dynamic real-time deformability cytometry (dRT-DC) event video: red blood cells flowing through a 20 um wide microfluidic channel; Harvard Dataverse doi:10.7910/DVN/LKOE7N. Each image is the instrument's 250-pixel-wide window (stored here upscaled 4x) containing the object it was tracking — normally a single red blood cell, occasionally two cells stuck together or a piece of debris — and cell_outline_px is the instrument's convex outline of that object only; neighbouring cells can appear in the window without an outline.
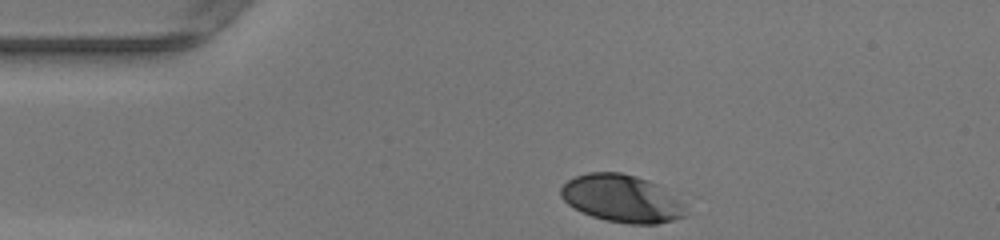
{"species": "human", "species_latin": "Homo sapiens", "temperature_condition": "warm", "stored_images_in_passage": 30, "camera_frame_rate_fps": 3000, "um_per_image_px": 0.085, "donor": {"sex": "female"}, "frame": {"image": 1, "passage_image": 1, "time_ms": 0.0, "image_size_px": [1000, 240], "cell_outline_px": [[688, 216], [656, 224], [628, 224], [604, 220], [580, 212], [568, 204], [560, 196], [560, 188], [568, 180], [576, 176], [588, 172], [620, 172], [636, 176], [648, 180], [656, 184], [684, 204]], "centroid_in_image_um": [52.83, 16.88], "position_along_channel_um": 32.2, "area_um2": 34.56}}
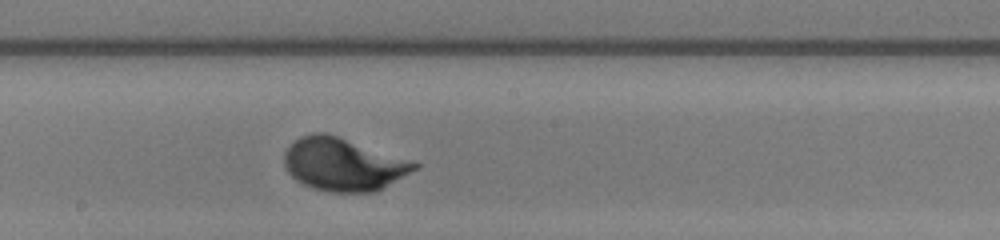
{"frame": {"image": 2, "passage_image": 18, "time_ms": 5.667, "image_size_px": [1000, 240], "cell_outline_px": [[420, 168], [376, 192], [332, 192], [312, 188], [296, 180], [288, 172], [284, 164], [284, 152], [300, 136], [312, 132], [324, 132], [420, 164]], "centroid_in_image_um": [29.17, 13.99], "position_along_channel_um": 219.0, "area_um2": 39.65}}
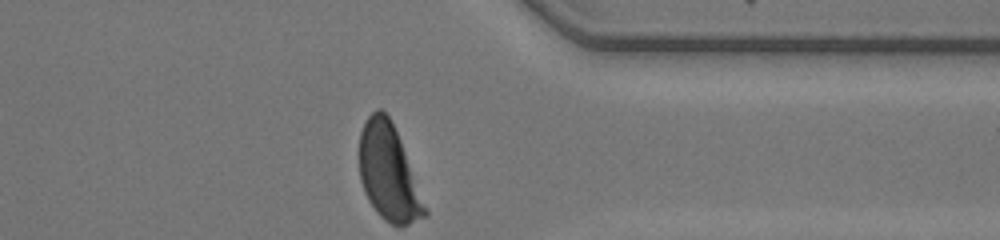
{"frame": {"image": 3, "passage_image": 30, "time_ms": 9.667, "image_size_px": [1000, 240], "cell_outline_px": [[428, 212], [424, 216], [408, 224], [392, 224], [384, 220], [376, 212], [368, 200], [364, 192], [360, 180], [360, 132], [368, 116], [376, 108], [380, 108], [388, 116], [400, 140]], "centroid_in_image_um": [33.0, 14.67], "position_along_channel_um": 378.4, "area_um2": 35.84}, "authors_computed_cell_mechanics": {"area_um2": 38.6104, "velocity_mm_per_s": 4.1691, "shape_relaxation_time_tau1_ms": 1.9186, "shape_relaxation_time_tau2_ms": null, "deformation_change_tau1": 0.1439, "deformation_change_tau2": null}}